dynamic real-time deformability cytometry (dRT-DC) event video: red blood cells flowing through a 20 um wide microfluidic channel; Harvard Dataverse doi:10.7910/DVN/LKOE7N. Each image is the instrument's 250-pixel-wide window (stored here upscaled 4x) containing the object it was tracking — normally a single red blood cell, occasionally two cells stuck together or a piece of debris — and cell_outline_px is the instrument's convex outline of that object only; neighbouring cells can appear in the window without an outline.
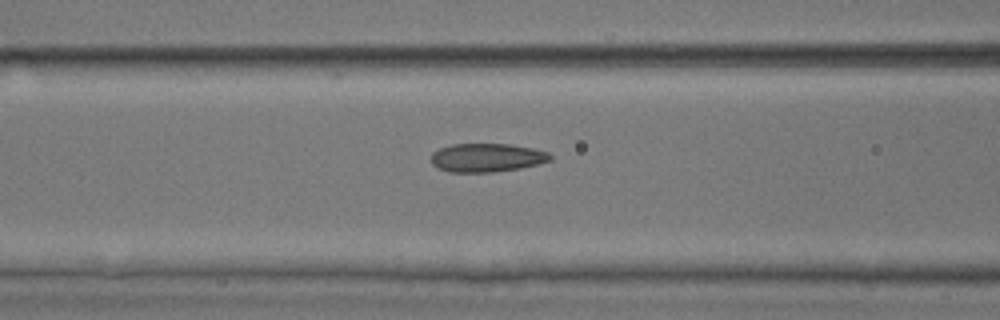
{"species": "common noctule bat (a hibernating species)", "species_latin": "Nyctalus noctula", "temperature_condition": "room temperature", "stored_images_in_passage": 16, "camera_frame_rate_fps": 3000, "um_per_image_px": 0.085, "animal": {"sex": "male", "body_mass_g": 17.9, "forearm_length_mm": 54.2}, "frame": {"image": 1, "passage_image": 14, "time_ms": 4.333, "image_size_px": [1000, 320], "cell_outline_px": [[552, 160], [520, 168], [492, 172], [448, 172], [432, 164], [432, 152], [440, 148], [452, 144], [508, 144], [532, 148], [548, 152], [552, 156]], "centroid_in_image_um": [41.38, 13.4], "position_along_channel_um": 125.2, "area_um2": 19.71}}